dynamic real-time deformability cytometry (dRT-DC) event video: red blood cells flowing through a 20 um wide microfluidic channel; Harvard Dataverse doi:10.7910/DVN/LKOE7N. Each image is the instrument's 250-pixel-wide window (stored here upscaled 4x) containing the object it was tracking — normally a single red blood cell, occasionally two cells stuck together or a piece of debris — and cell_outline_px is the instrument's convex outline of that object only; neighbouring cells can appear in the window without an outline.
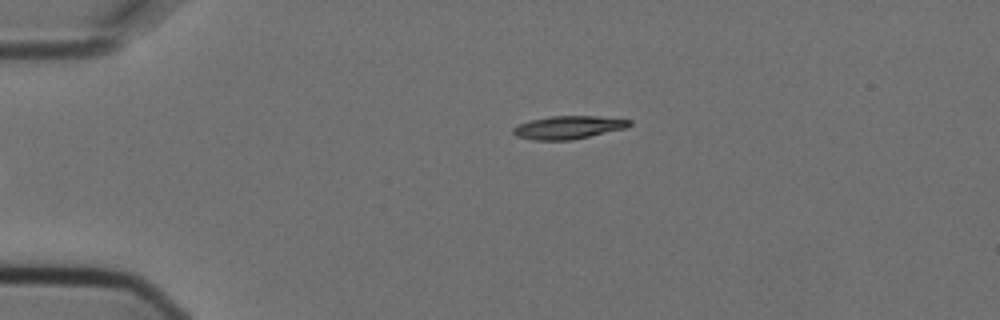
{"species": "Egyptian fruit bat (a non-hibernating species)", "species_latin": "Rousettus aegyptiacus", "temperature_condition": "cold", "stored_images_in_passage": 5, "camera_frame_rate_fps": 3000, "um_per_image_px": 0.085, "animal": {"sex": "female"}, "frame": {"image": 1, "passage_image": 5, "time_ms": 1.333, "image_size_px": [1000, 320], "cell_outline_px": [[632, 124], [624, 128], [572, 140], [532, 140], [516, 136], [512, 132], [512, 128], [520, 124], [532, 120], [548, 116], [596, 116], [632, 120]], "centroid_in_image_um": [48.28, 10.83], "position_along_channel_um": 36.7, "area_um2": 15.49}}